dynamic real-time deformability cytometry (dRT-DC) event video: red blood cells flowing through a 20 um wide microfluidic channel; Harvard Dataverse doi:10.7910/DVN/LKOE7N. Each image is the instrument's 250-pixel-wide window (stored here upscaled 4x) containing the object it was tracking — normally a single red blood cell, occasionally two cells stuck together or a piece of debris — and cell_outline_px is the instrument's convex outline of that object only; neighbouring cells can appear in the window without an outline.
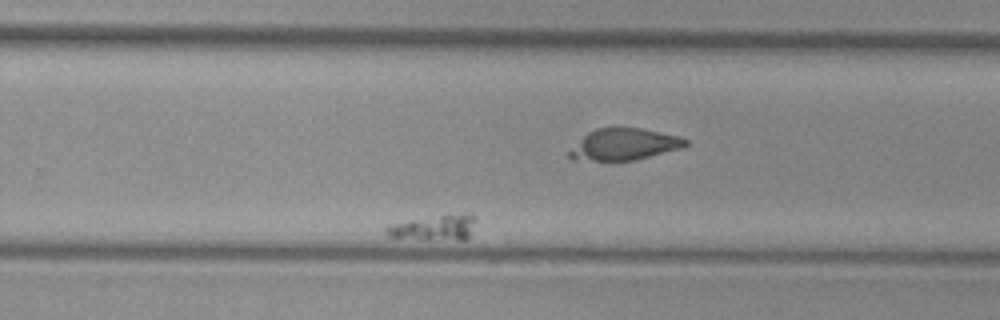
{"species": "common noctule bat (a hibernating species)", "species_latin": "Nyctalus noctula", "temperature_condition": "cold", "stored_images_in_passage": 38, "camera_frame_rate_fps": 3000, "um_per_image_px": 0.085, "animal": {"sex": "female", "body_mass_g": 29.2, "forearm_length_mm": 56.3}, "frame": {"image": 1, "passage_image": 27, "time_ms": 8.667, "image_size_px": [1000, 320], "cell_outline_px": [[476, 220], [468, 236], [464, 240], [460, 240], [388, 236], [384, 232], [384, 228], [388, 224], [408, 220], [468, 212], [472, 212], [476, 216]], "centroid_in_image_um": [36.95, 19.31], "position_along_channel_um": 292.9, "area_um2": 13.01}}
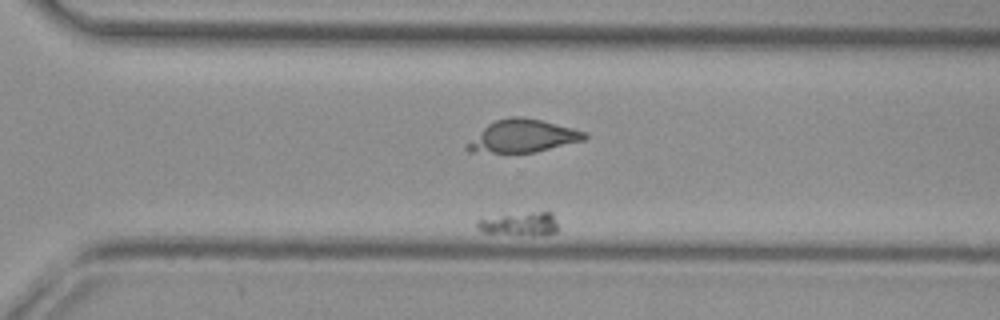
{"frame": {"image": 2, "passage_image": 31, "time_ms": 10.0, "image_size_px": [1000, 320], "cell_outline_px": [[556, 232], [544, 236], [532, 236], [484, 232], [476, 224], [480, 220], [504, 216], [532, 212], [552, 212], [556, 224]], "centroid_in_image_um": [44.29, 19.07], "position_along_channel_um": 326.3, "area_um2": 10.64}}